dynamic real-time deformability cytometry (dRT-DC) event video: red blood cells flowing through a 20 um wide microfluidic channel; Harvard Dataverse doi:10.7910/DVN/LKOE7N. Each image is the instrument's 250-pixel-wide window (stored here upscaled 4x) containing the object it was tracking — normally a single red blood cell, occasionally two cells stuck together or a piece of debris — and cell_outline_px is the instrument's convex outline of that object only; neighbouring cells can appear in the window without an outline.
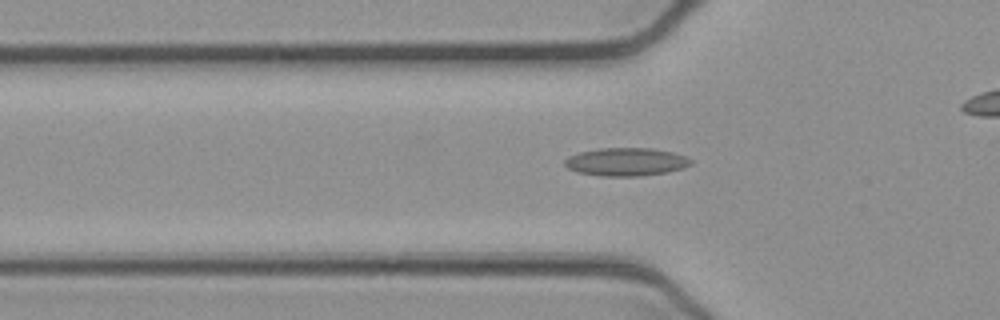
{"species": "common noctule bat (a hibernating species)", "species_latin": "Nyctalus noctula", "temperature_condition": "cold", "stored_images_in_passage": 34, "camera_frame_rate_fps": 3000, "um_per_image_px": 0.085, "animal": {"sex": "female", "body_mass_g": 21.9}, "frame": {"image": 1, "passage_image": 8, "time_ms": 2.333, "image_size_px": [1000, 320], "cell_outline_px": [[692, 164], [684, 168], [668, 172], [640, 176], [600, 176], [576, 172], [568, 168], [564, 164], [564, 160], [568, 156], [580, 152], [600, 148], [652, 148], [672, 152], [684, 156], [692, 160]], "centroid_in_image_um": [53.21, 13.76], "position_along_channel_um": 72.6, "area_um2": 20.75}}
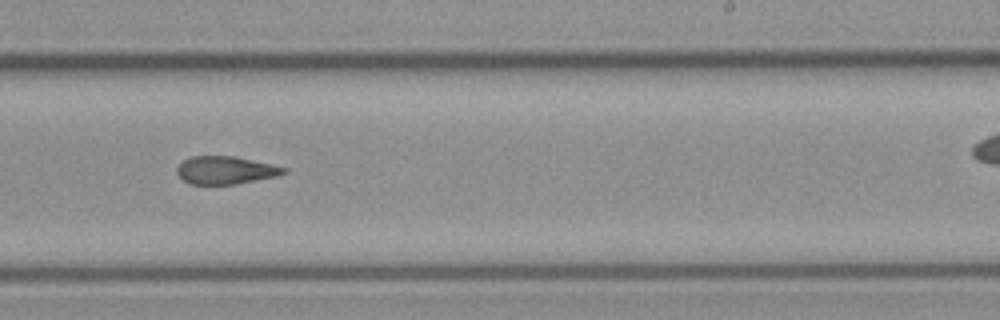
{"frame": {"image": 2, "passage_image": 23, "time_ms": 7.333, "image_size_px": [1000, 320], "cell_outline_px": [[288, 172], [276, 176], [236, 184], [188, 184], [176, 172], [176, 168], [184, 160], [192, 156], [236, 156], [272, 164], [288, 168]], "centroid_in_image_um": [19.19, 14.46], "position_along_channel_um": 269.8, "area_um2": 17.34}}
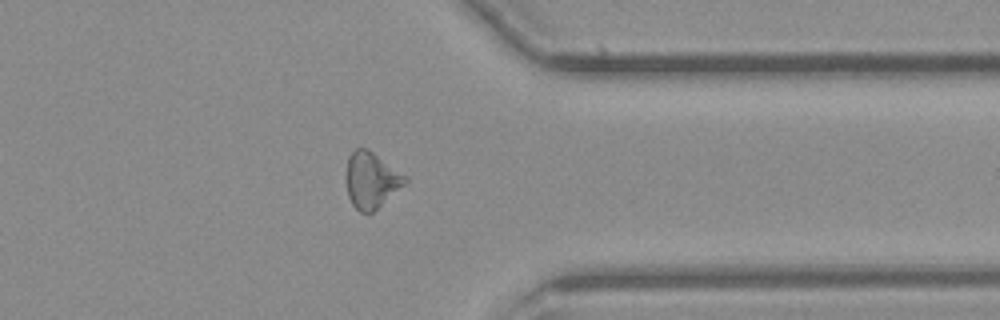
{"frame": {"image": 3, "passage_image": 32, "time_ms": 10.333, "image_size_px": [1000, 320], "cell_outline_px": [[408, 180], [404, 184], [372, 212], [360, 212], [352, 204], [348, 196], [344, 180], [344, 176], [348, 156], [356, 148], [368, 148], [408, 176]], "centroid_in_image_um": [31.52, 15.27], "position_along_channel_um": 379.9, "area_um2": 19.42}}